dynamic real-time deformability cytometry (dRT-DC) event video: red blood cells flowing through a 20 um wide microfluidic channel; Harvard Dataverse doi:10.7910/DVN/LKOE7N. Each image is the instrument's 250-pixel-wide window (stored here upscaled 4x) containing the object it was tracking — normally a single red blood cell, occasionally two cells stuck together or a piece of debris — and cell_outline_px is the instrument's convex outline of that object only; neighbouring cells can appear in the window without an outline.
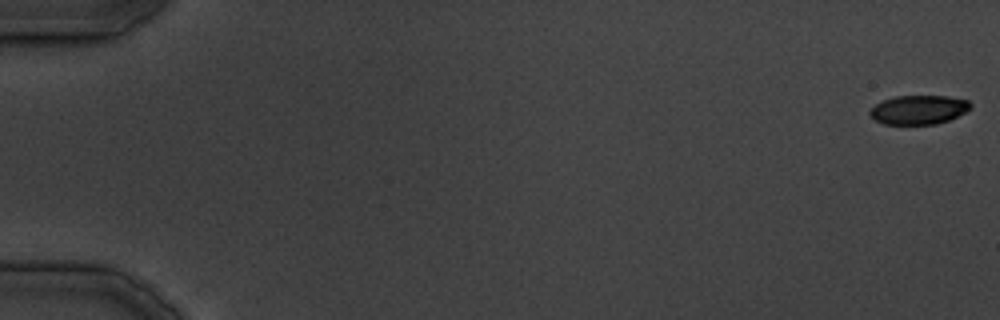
{"species": "common noctule bat (a hibernating species)", "species_latin": "Nyctalus noctula", "temperature_condition": "cold", "stored_images_in_passage": 24, "camera_frame_rate_fps": 3000, "um_per_image_px": 0.085, "animal": {"sex": "male", "body_mass_g": 19.5, "forearm_length_mm": 54.6}, "frame": {"image": 1, "passage_image": 1, "time_ms": 0.0, "image_size_px": [1000, 320], "cell_outline_px": [[972, 108], [948, 120], [936, 124], [884, 124], [876, 120], [868, 112], [876, 104], [884, 100], [896, 96], [948, 96], [968, 100], [972, 104]], "centroid_in_image_um": [78.11, 9.32], "position_along_channel_um": 6.9, "area_um2": 16.88}}
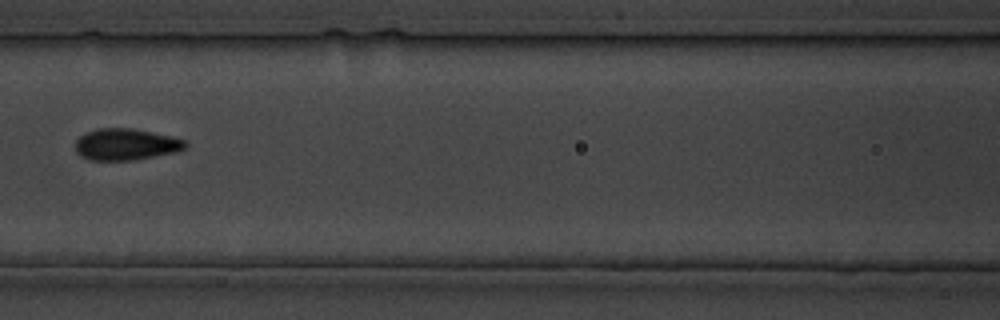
{"frame": {"image": 2, "passage_image": 18, "time_ms": 21.333, "image_size_px": [1000, 320], "cell_outline_px": [[188, 144], [184, 148], [176, 152], [136, 160], [88, 160], [80, 156], [76, 152], [76, 140], [84, 132], [96, 128], [132, 128], [152, 132], [184, 140]], "centroid_in_image_um": [10.65, 12.27], "position_along_channel_um": 155.9, "area_um2": 20.29}}
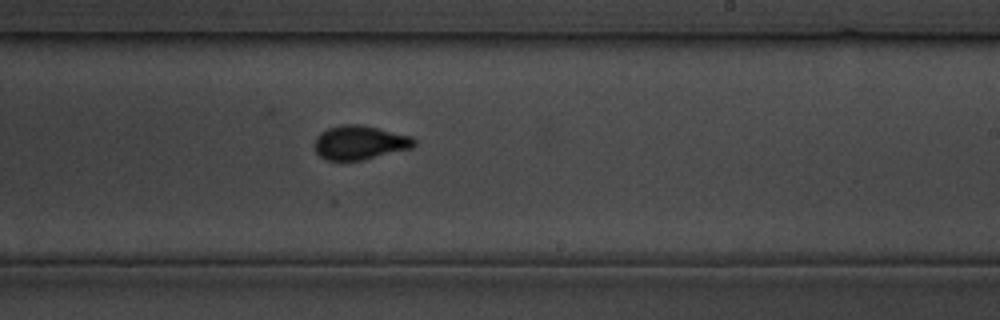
{"frame": {"image": 3, "passage_image": 24, "time_ms": 28.333, "image_size_px": [1000, 320], "cell_outline_px": [[416, 144], [412, 148], [360, 160], [328, 160], [320, 156], [316, 152], [316, 136], [320, 132], [328, 128], [340, 124], [360, 124], [412, 136], [416, 140]], "centroid_in_image_um": [30.59, 12.1], "position_along_channel_um": 258.4, "area_um2": 19.59}}